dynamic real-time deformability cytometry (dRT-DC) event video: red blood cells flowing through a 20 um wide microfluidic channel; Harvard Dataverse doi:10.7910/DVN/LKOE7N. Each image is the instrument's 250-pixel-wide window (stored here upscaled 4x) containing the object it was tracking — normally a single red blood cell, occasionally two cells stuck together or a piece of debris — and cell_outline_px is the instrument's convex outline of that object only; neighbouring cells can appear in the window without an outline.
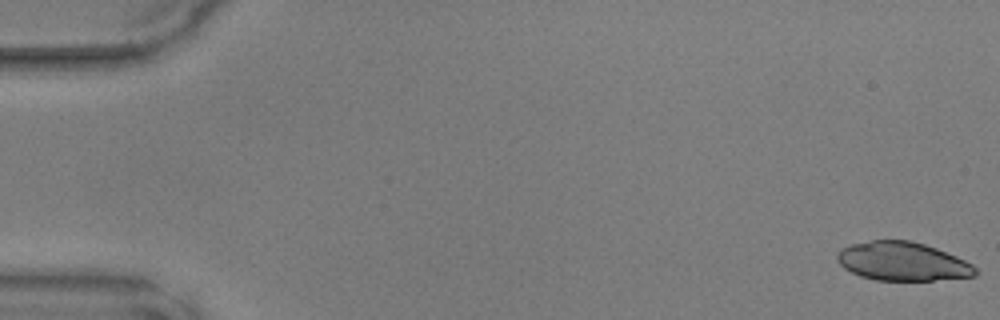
{"species": "common noctule bat (a hibernating species)", "species_latin": "Nyctalus noctula", "temperature_condition": "warm", "stored_images_in_passage": 16, "camera_frame_rate_fps": 3000, "um_per_image_px": 0.085, "animal": {"sex": "male", "body_mass_g": 17.9, "forearm_length_mm": 54.2}, "frame": {"image": 1, "passage_image": 1, "time_ms": 0.0, "image_size_px": [1000, 320], "cell_outline_px": [[980, 272], [976, 276], [932, 280], [876, 280], [860, 276], [844, 268], [836, 260], [836, 252], [840, 248], [852, 244], [872, 240], [908, 240], [924, 244], [936, 248], [956, 256], [972, 264]], "centroid_in_image_um": [76.7, 22.22], "position_along_channel_um": 8.3, "area_um2": 31.21}}